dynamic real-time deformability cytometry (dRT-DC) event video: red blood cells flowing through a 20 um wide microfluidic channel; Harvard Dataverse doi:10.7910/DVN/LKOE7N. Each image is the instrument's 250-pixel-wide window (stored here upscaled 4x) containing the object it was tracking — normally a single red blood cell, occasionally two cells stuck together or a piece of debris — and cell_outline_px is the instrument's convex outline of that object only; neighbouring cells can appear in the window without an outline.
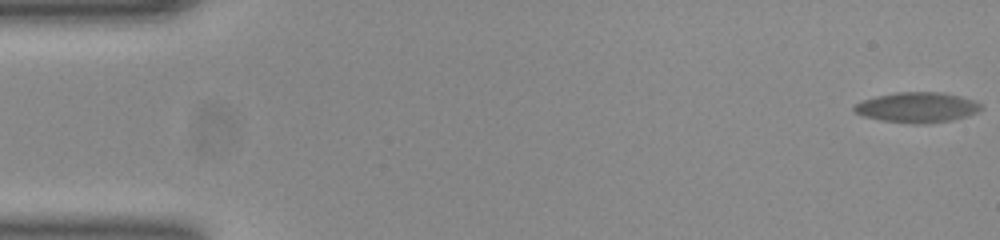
{"species": "common noctule bat (a hibernating species)", "species_latin": "Nyctalus noctula", "temperature_condition": "room temperature", "stored_images_in_passage": 19, "camera_frame_rate_fps": 3000, "um_per_image_px": 0.085, "animal": {"sex": "female", "body_mass_g": 23.0, "forearm_length_mm": 53.4}, "frame": {"image": 1, "passage_image": 1, "time_ms": 0.0, "image_size_px": [1000, 240], "cell_outline_px": [[980, 108], [964, 116], [952, 120], [916, 124], [880, 120], [864, 116], [856, 112], [852, 108], [856, 104], [864, 100], [880, 96], [900, 92], [936, 92], [956, 96], [972, 100], [980, 104]], "centroid_in_image_um": [77.89, 9.13], "position_along_channel_um": 7.1, "area_um2": 21.44}}
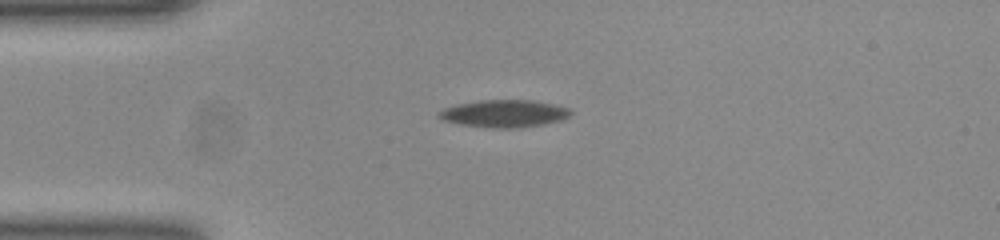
{"frame": {"image": 2, "passage_image": 14, "time_ms": 4.333, "image_size_px": [1000, 240], "cell_outline_px": [[572, 112], [568, 116], [560, 120], [544, 124], [516, 128], [492, 128], [460, 124], [444, 120], [440, 116], [440, 112], [444, 108], [460, 104], [480, 100], [532, 100], [552, 104], [568, 108]], "centroid_in_image_um": [42.88, 9.65], "position_along_channel_um": 42.1, "area_um2": 20.63}}
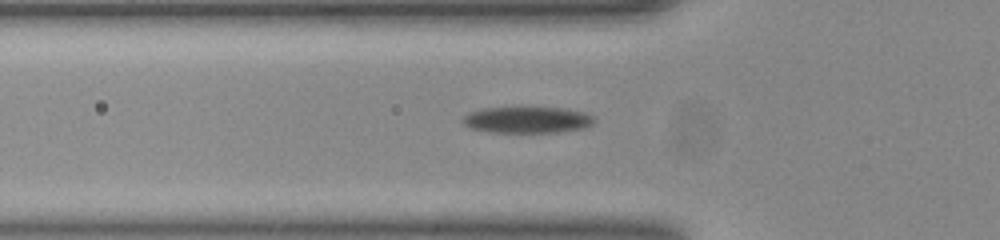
{"frame": {"image": 3, "passage_image": 19, "time_ms": 6.0, "image_size_px": [1000, 240], "cell_outline_px": [[596, 120], [592, 124], [584, 128], [556, 132], [492, 132], [472, 128], [464, 124], [464, 116], [472, 112], [484, 108], [560, 108], [584, 112], [592, 116]], "centroid_in_image_um": [44.86, 10.19], "position_along_channel_um": 80.9, "area_um2": 19.71}}